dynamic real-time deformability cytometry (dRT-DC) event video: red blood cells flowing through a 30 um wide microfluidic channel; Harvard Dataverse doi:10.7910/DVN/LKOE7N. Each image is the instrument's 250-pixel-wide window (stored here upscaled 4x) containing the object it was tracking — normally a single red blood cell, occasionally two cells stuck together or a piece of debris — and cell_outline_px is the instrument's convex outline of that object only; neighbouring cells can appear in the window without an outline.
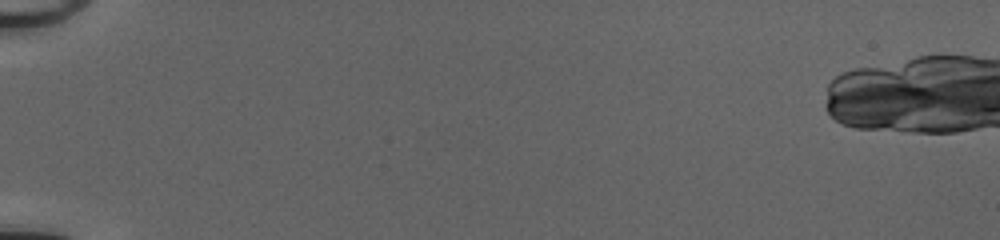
{"species": "common noctule bat (a hibernating species)", "species_latin": "Nyctalus noctula", "temperature_condition": "cold", "stored_images_in_passage": 4, "camera_frame_rate_fps": 3000, "um_per_image_px": 0.085, "animal": {"sex": "female", "body_mass_g": 20.0, "forearm_length_mm": 54.0}, "frame": {"image": 1, "passage_image": 1, "time_ms": 0.0, "image_size_px": [1000, 240], "cell_outline_px": [[952, 100], [924, 104], [832, 112], [828, 108], [828, 104], [832, 96], [880, 88], [924, 88], [944, 96]], "centroid_in_image_um": [75.12, 8.41], "position_along_channel_um": 9.9, "area_um2": 13.87}}